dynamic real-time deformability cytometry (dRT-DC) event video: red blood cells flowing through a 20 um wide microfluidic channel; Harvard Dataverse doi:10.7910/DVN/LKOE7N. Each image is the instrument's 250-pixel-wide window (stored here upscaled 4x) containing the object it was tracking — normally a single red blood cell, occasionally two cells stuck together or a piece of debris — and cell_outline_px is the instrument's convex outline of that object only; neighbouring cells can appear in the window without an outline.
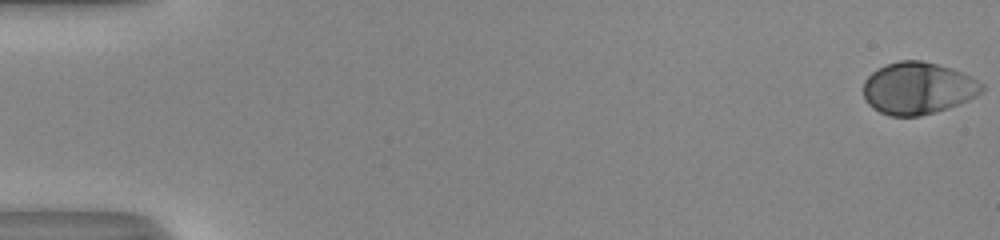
{"species": "human", "species_latin": "Homo sapiens", "temperature_condition": "room temperature", "stored_images_in_passage": 53, "camera_frame_rate_fps": 3000, "um_per_image_px": 0.085, "donor": {"sex": "male"}, "frame": {"image": 1, "passage_image": 1, "time_ms": 0.0, "image_size_px": [1000, 240], "cell_outline_px": [[984, 92], [968, 100], [948, 108], [936, 112], [920, 116], [888, 116], [872, 108], [864, 100], [864, 80], [872, 72], [888, 64], [900, 60], [920, 60], [952, 68], [972, 76], [984, 84]], "centroid_in_image_um": [78.04, 7.51], "position_along_channel_um": 7.0, "area_um2": 36.18}}
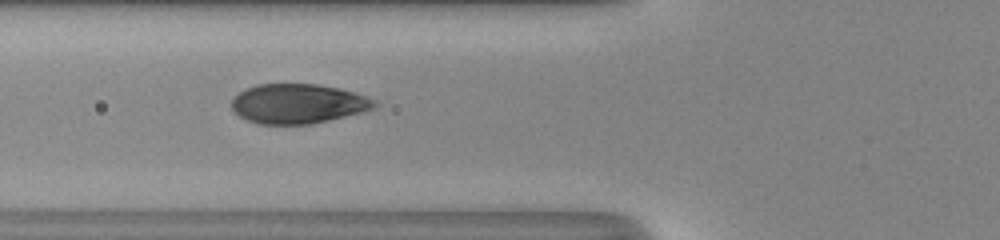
{"frame": {"image": 2, "passage_image": 22, "time_ms": 7.0, "image_size_px": [1000, 240], "cell_outline_px": [[380, 104], [364, 112], [312, 124], [260, 124], [248, 120], [240, 116], [232, 108], [232, 100], [240, 92], [256, 84], [316, 84], [340, 88], [376, 100]], "centroid_in_image_um": [25.36, 8.82], "position_along_channel_um": 100.4, "area_um2": 32.83}}
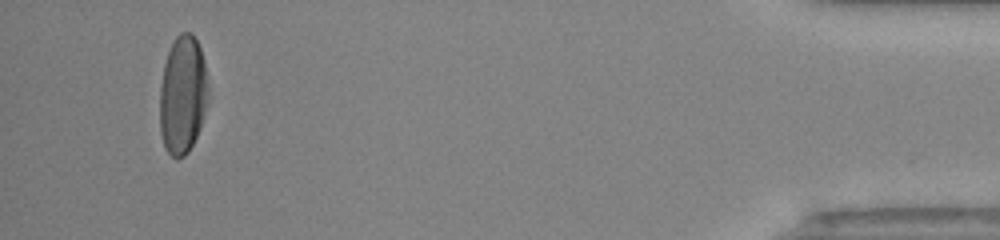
{"frame": {"image": 3, "passage_image": 51, "time_ms": 16.667, "image_size_px": [1000, 240], "cell_outline_px": [[208, 100], [200, 128], [188, 152], [184, 156], [172, 156], [164, 148], [160, 132], [160, 88], [164, 64], [172, 40], [180, 32], [192, 32], [200, 48], [204, 60], [208, 88]], "centroid_in_image_um": [15.52, 8.03], "position_along_channel_um": 419.7, "area_um2": 33.47}, "authors_computed_cell_mechanics": {"area_um2": 34.7378, "velocity_mm_per_s": 4.0519, "shape_relaxation_time_tau1_ms": 3.1354, "shape_relaxation_time_tau2_ms": null, "deformation_change_tau1": 0.1885, "deformation_change_tau2": null}}